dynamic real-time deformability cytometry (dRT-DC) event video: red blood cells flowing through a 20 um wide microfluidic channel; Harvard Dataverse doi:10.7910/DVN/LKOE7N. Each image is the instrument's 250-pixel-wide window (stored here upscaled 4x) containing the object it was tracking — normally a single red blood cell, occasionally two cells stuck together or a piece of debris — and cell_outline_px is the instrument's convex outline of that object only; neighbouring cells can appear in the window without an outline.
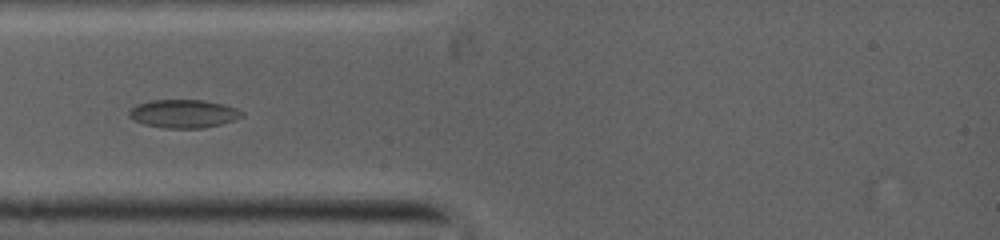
{"species": "common noctule bat (a hibernating species)", "species_latin": "Nyctalus noctula", "temperature_condition": "warm", "stored_images_in_passage": 7, "camera_frame_rate_fps": 5000, "um_per_image_px": 0.085, "animal": {"sex": "female", "body_mass_g": 19.0, "forearm_length_mm": 53.3}, "frame": {"image": 1, "passage_image": 1, "time_ms": 0.0, "image_size_px": [1000, 240], "cell_outline_px": [[244, 116], [220, 124], [204, 128], [164, 128], [144, 124], [128, 116], [128, 112], [132, 108], [140, 104], [152, 100], [200, 100], [220, 104], [236, 108], [244, 112]], "centroid_in_image_um": [15.61, 9.67], "position_along_channel_um": 69.4, "area_um2": 18.26}}
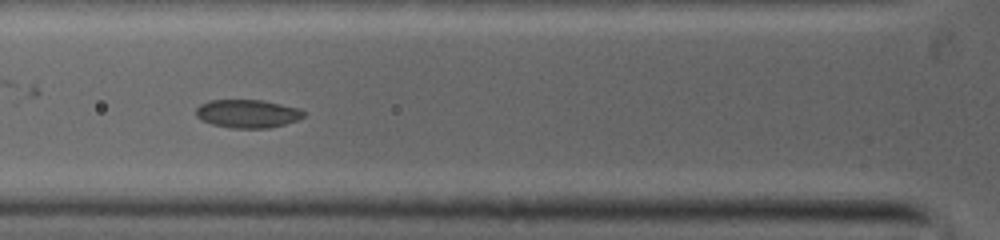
{"frame": {"image": 2, "passage_image": 6, "time_ms": 0.8, "image_size_px": [1000, 240], "cell_outline_px": [[304, 116], [296, 120], [284, 124], [268, 128], [232, 128], [212, 124], [196, 116], [196, 108], [200, 104], [208, 100], [260, 100], [296, 108], [304, 112]], "centroid_in_image_um": [20.99, 9.66], "position_along_channel_um": 104.8, "area_um2": 17.4}}